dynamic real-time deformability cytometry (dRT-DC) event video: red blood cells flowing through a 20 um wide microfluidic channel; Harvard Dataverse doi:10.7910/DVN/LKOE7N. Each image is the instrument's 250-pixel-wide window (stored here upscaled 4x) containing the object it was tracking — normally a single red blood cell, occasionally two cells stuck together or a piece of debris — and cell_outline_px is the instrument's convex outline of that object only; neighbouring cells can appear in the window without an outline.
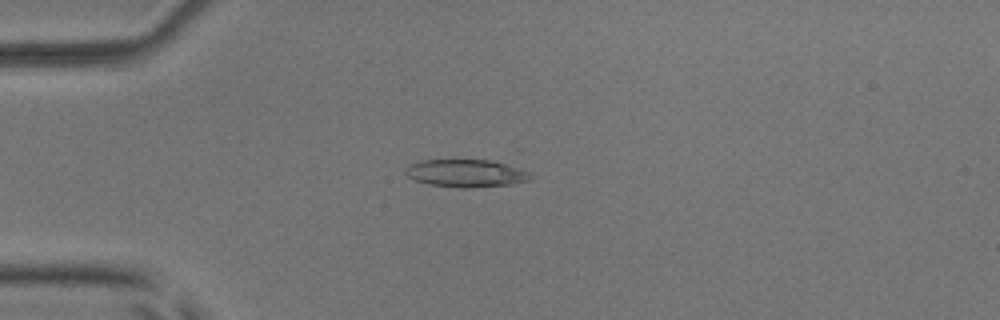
{"species": "common noctule bat (a hibernating species)", "species_latin": "Nyctalus noctula", "temperature_condition": "room temperature", "stored_images_in_passage": 51, "camera_frame_rate_fps": 3000, "um_per_image_px": 0.085, "animal": {"sex": "male", "body_mass_g": 17.9, "forearm_length_mm": 54.2}, "frame": {"image": 1, "passage_image": 13, "time_ms": 4.0, "image_size_px": [1000, 320], "cell_outline_px": [[532, 180], [512, 184], [468, 188], [460, 188], [428, 184], [416, 180], [408, 176], [404, 172], [404, 168], [408, 164], [420, 160], [492, 160], [512, 164], [528, 172], [532, 176]], "centroid_in_image_um": [39.63, 14.72], "position_along_channel_um": 45.4, "area_um2": 20.46}}
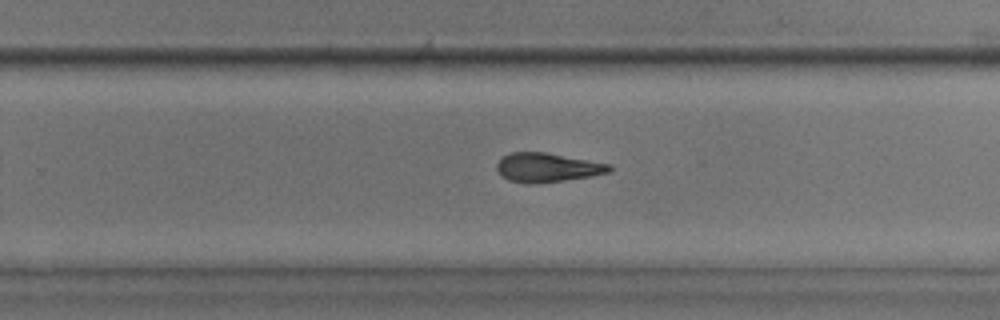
{"frame": {"image": 2, "passage_image": 33, "time_ms": 10.667, "image_size_px": [1000, 320], "cell_outline_px": [[612, 168], [608, 172], [592, 176], [532, 184], [508, 180], [500, 176], [496, 168], [496, 164], [508, 152], [548, 152], [612, 164]], "centroid_in_image_um": [46.51, 14.22], "position_along_channel_um": 283.3, "area_um2": 19.19}}
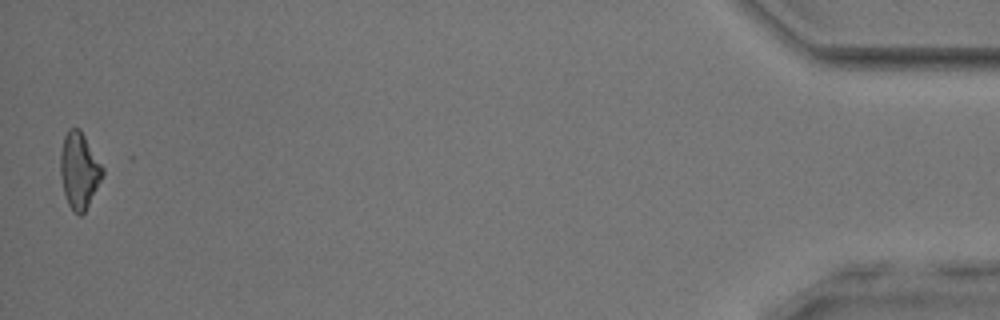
{"frame": {"image": 3, "passage_image": 51, "time_ms": 16.667, "image_size_px": [1000, 320], "cell_outline_px": [[104, 176], [84, 212], [80, 216], [68, 204], [64, 192], [60, 176], [60, 152], [64, 136], [68, 128], [80, 128], [104, 168]], "centroid_in_image_um": [6.73, 14.45], "position_along_channel_um": 428.5, "area_um2": 18.73}, "authors_computed_cell_mechanics": {"area_um2": 19.652, "velocity_mm_per_s": 3.9202, "shape_relaxation_time_tau1_ms": 7.1649, "shape_relaxation_time_tau2_ms": 6.998, "deformation_change_tau1": 0.2066, "deformation_change_tau2": 0.1948}}